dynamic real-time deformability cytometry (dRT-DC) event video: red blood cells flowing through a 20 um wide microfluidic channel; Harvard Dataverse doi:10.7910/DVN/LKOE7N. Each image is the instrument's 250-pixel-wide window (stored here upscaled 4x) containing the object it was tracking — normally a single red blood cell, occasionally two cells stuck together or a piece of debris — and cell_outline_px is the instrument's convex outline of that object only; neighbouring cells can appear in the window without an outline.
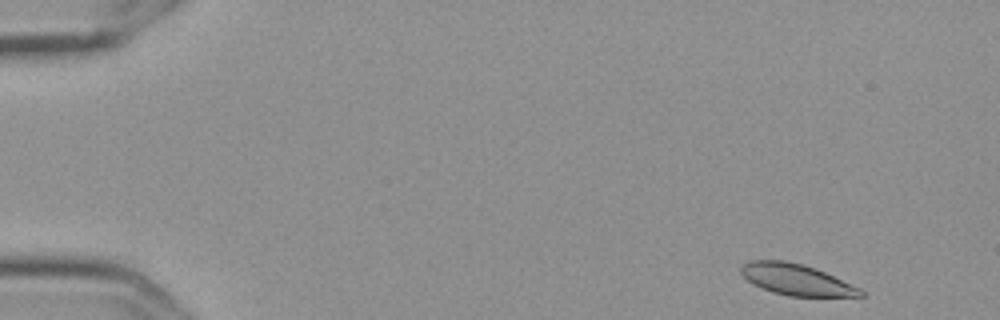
{"species": "Egyptian fruit bat (a non-hibernating species)", "species_latin": "Rousettus aegyptiacus", "temperature_condition": "cold", "stored_images_in_passage": 54, "camera_frame_rate_fps": 3000, "um_per_image_px": 0.085, "frame": {"image": 1, "passage_image": 2, "time_ms": 0.333, "image_size_px": [1000, 320], "cell_outline_px": [[864, 296], [788, 296], [772, 292], [752, 284], [740, 272], [740, 268], [748, 260], [784, 260], [804, 264], [816, 268], [860, 288], [864, 292]], "centroid_in_image_um": [67.67, 23.75], "position_along_channel_um": 17.3, "area_um2": 21.68}}
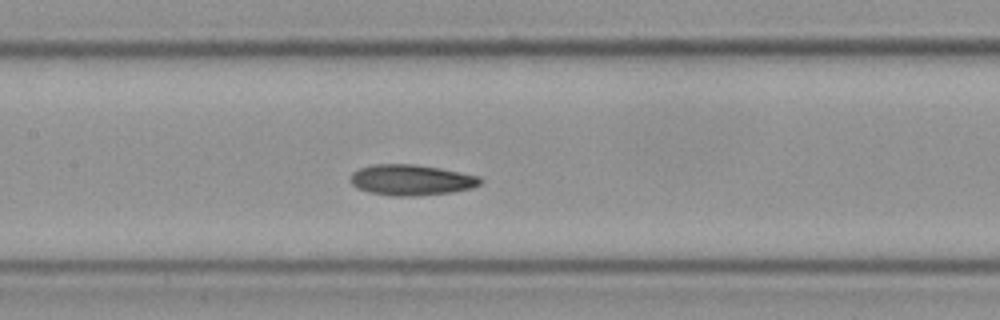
{"frame": {"image": 2, "passage_image": 25, "time_ms": 8.0, "image_size_px": [1000, 320], "cell_outline_px": [[484, 180], [480, 184], [472, 188], [452, 192], [416, 196], [392, 196], [368, 192], [356, 188], [352, 184], [352, 172], [360, 168], [372, 164], [412, 164], [440, 168], [480, 176]], "centroid_in_image_um": [34.98, 15.3], "position_along_channel_um": 172.4, "area_um2": 23.35}}
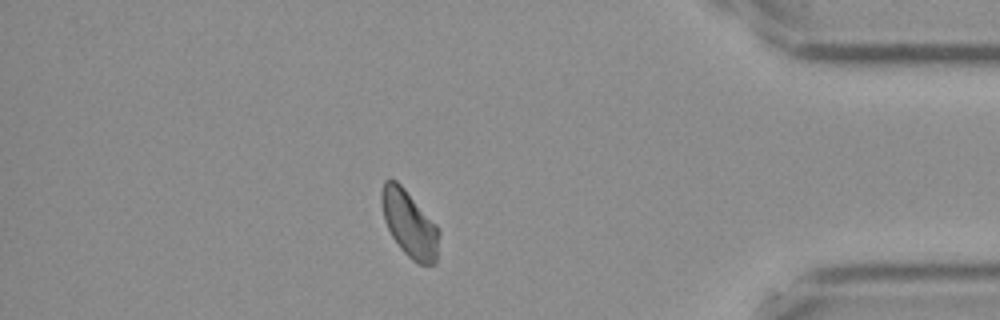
{"frame": {"image": 3, "passage_image": 47, "time_ms": 15.333, "image_size_px": [1000, 320], "cell_outline_px": [[440, 232], [436, 260], [432, 264], [416, 264], [400, 248], [392, 236], [384, 220], [380, 204], [380, 192], [384, 180], [396, 180], [404, 188], [436, 224]], "centroid_in_image_um": [34.78, 19.01], "position_along_channel_um": 400.4, "area_um2": 22.25}, "authors_computed_cell_mechanics": {"area_um2": 22.8021, "velocity_mm_per_s": 3.5597, "shape_relaxation_time_tau1_ms": 7.798, "shape_relaxation_time_tau2_ms": 6.6704, "deformation_change_tau1": 0.147, "deformation_change_tau2": 0.0841}}